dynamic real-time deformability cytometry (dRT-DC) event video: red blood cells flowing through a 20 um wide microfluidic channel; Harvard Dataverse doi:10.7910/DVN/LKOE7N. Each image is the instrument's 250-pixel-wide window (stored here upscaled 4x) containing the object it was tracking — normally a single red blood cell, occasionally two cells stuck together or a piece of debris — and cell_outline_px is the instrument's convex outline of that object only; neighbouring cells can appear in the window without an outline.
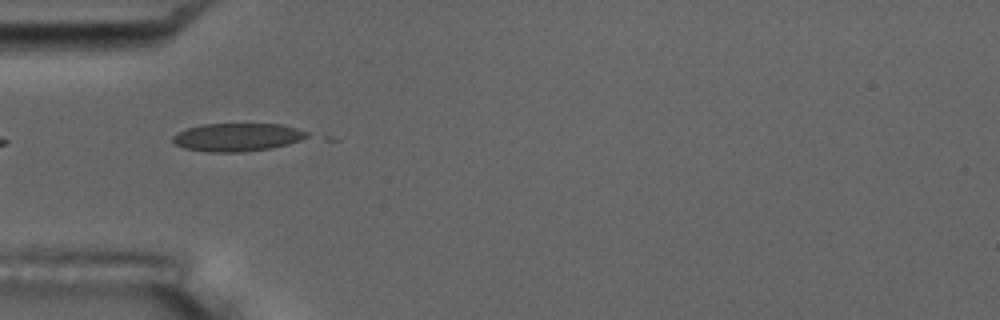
{"species": "common noctule bat (a hibernating species)", "species_latin": "Nyctalus noctula", "temperature_condition": "room temperature", "stored_images_in_passage": 5, "camera_frame_rate_fps": 3000, "um_per_image_px": 0.085, "animal": {"sex": "male", "body_mass_g": 17.5, "forearm_length_mm": 52.3}, "frame": {"image": 1, "passage_image": 4, "time_ms": 1.0, "image_size_px": [1000, 320], "cell_outline_px": [[308, 136], [300, 140], [288, 144], [272, 148], [240, 152], [208, 152], [184, 148], [176, 144], [172, 140], [172, 136], [176, 132], [200, 124], [280, 124], [296, 128], [308, 132]], "centroid_in_image_um": [20.14, 11.66], "position_along_channel_um": 64.9, "area_um2": 21.96}}